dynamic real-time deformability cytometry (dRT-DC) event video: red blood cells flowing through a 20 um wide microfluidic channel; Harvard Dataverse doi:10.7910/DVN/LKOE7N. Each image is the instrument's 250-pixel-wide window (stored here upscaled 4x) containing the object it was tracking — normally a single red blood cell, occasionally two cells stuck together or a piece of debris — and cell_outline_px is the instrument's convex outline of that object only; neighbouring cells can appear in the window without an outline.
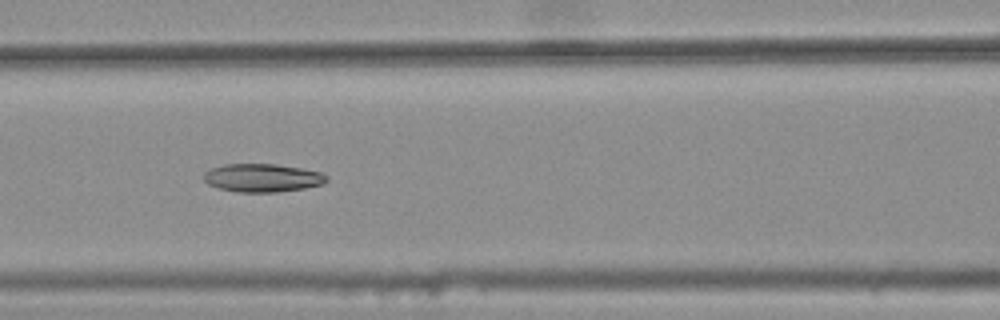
{"species": "common noctule bat (a hibernating species)", "species_latin": "Nyctalus noctula", "temperature_condition": "warm", "stored_images_in_passage": 6, "camera_frame_rate_fps": 3000, "um_per_image_px": 0.085, "animal": {"sex": "female", "body_mass_g": 25.1}, "frame": {"image": 1, "passage_image": 5, "time_ms": 1.333, "image_size_px": [1000, 320], "cell_outline_px": [[328, 180], [324, 184], [304, 188], [276, 192], [236, 192], [220, 188], [208, 184], [204, 180], [204, 172], [212, 168], [224, 164], [276, 164], [300, 168], [320, 172], [328, 176]], "centroid_in_image_um": [22.31, 15.12], "position_along_channel_um": 144.3, "area_um2": 20.17}}
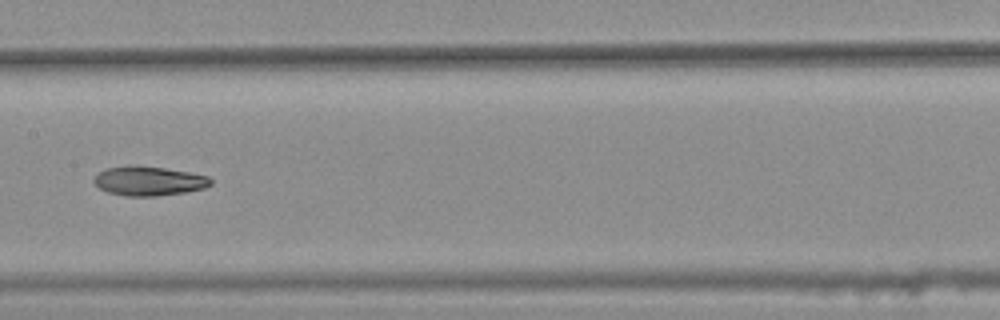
{"frame": {"image": 2, "passage_image": 6, "time_ms": 1.667, "image_size_px": [1000, 320], "cell_outline_px": [[212, 184], [204, 188], [184, 192], [156, 196], [124, 196], [108, 192], [100, 188], [92, 180], [104, 168], [164, 168], [188, 172], [208, 176], [212, 180]], "centroid_in_image_um": [12.69, 15.42], "position_along_channel_um": 194.7, "area_um2": 19.13}}